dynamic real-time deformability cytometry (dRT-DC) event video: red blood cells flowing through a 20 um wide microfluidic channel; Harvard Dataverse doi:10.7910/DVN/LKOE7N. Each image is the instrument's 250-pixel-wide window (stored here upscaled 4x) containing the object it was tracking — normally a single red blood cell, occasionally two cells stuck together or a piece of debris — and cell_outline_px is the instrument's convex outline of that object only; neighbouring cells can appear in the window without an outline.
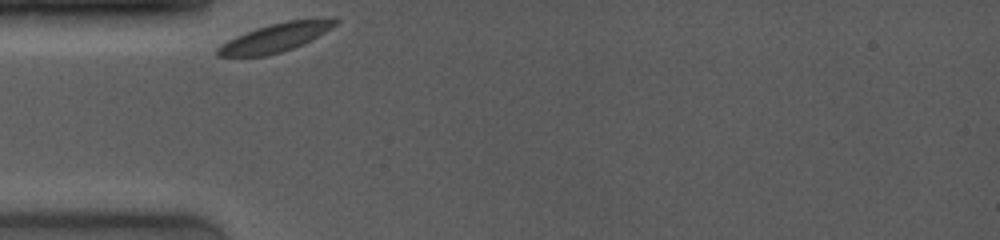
{"species": "common noctule bat (a hibernating species)", "species_latin": "Nyctalus noctula", "temperature_condition": "room temperature", "stored_images_in_passage": 24, "camera_frame_rate_fps": 4000, "um_per_image_px": 0.085, "animal": {"sex": "female", "body_mass_g": 19.0, "forearm_length_mm": 53.3}, "frame": {"image": 1, "passage_image": 1, "time_ms": 0.0, "image_size_px": [1000, 240], "cell_outline_px": [[340, 20], [336, 24], [324, 32], [292, 48], [280, 52], [264, 56], [216, 56], [216, 48], [220, 44], [236, 36], [256, 28], [268, 24], [288, 20]], "centroid_in_image_um": [23.26, 3.22], "position_along_channel_um": 61.7, "area_um2": 18.79}}
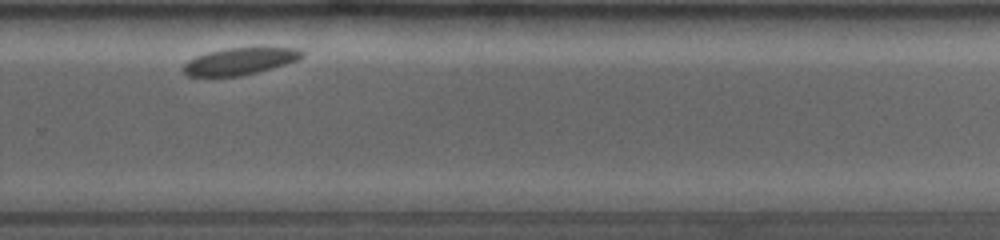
{"frame": {"image": 2, "passage_image": 18, "time_ms": 7.25, "image_size_px": [1000, 240], "cell_outline_px": [[304, 56], [300, 60], [272, 68], [240, 76], [188, 76], [180, 68], [188, 60], [196, 56], [208, 52], [228, 48], [296, 48], [304, 52]], "centroid_in_image_um": [20.38, 5.21], "position_along_channel_um": 309.4, "area_um2": 18.55}}
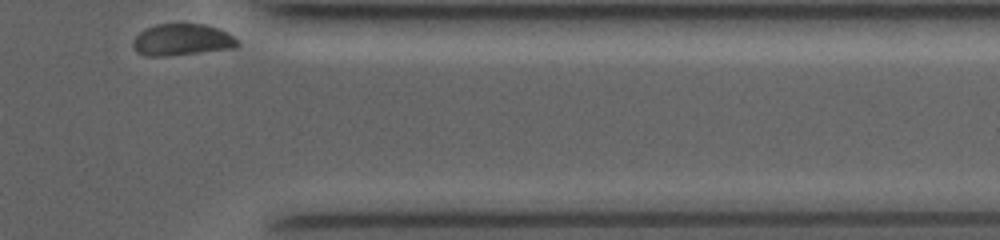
{"frame": {"image": 3, "passage_image": 24, "time_ms": 9.75, "image_size_px": [1000, 240], "cell_outline_px": [[240, 44], [236, 48], [164, 56], [144, 56], [136, 52], [132, 44], [136, 36], [140, 32], [156, 24], [204, 24], [228, 32], [240, 40]], "centroid_in_image_um": [15.51, 3.39], "position_along_channel_um": 395.9, "area_um2": 19.31}, "authors_computed_cell_mechanics": {"area_um2": 19.941, "velocity_mm_per_s": 3.4443, "shape_relaxation_time_tau1_ms": 2.7613, "shape_relaxation_time_tau2_ms": null, "deformation_change_tau1": 0.0649, "deformation_change_tau2": null}}